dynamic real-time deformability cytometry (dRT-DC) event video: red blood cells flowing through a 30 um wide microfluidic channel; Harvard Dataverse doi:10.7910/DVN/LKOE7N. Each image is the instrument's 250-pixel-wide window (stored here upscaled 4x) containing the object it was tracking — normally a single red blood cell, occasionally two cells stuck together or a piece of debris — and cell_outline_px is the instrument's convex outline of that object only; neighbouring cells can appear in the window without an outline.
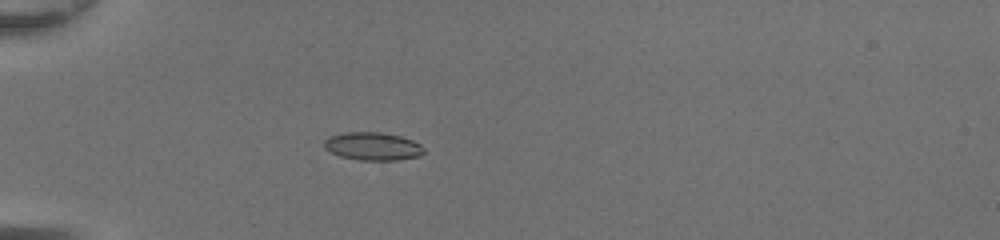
{"species": "common noctule bat (a hibernating species)", "species_latin": "Nyctalus noctula", "temperature_condition": "room temperature", "stored_images_in_passage": 31, "camera_frame_rate_fps": 3000, "um_per_image_px": 0.085, "animal": {"sex": "female", "body_mass_g": 20.0, "forearm_length_mm": 54.0}, "frame": {"image": 1, "passage_image": 1, "time_ms": 0.0, "image_size_px": [1000, 240], "cell_outline_px": [[424, 152], [420, 156], [396, 160], [360, 160], [340, 156], [324, 148], [324, 140], [328, 136], [344, 132], [380, 132], [400, 136], [412, 140], [420, 144], [424, 148]], "centroid_in_image_um": [31.67, 12.43], "position_along_channel_um": 53.3, "area_um2": 16.3}}
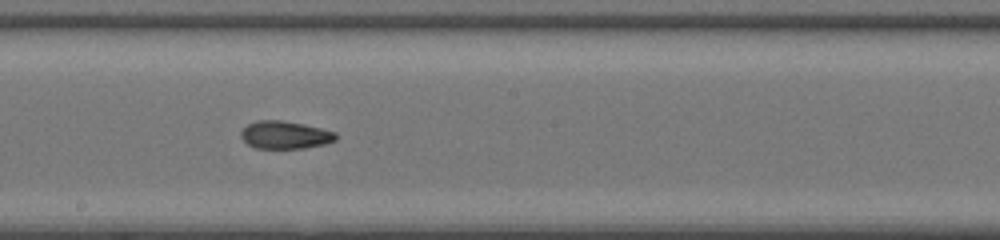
{"frame": {"image": 2, "passage_image": 14, "time_ms": 4.333, "image_size_px": [1000, 240], "cell_outline_px": [[336, 140], [324, 144], [304, 148], [256, 148], [248, 144], [240, 136], [240, 132], [248, 124], [256, 120], [280, 120], [304, 124], [336, 132]], "centroid_in_image_um": [24.21, 11.46], "position_along_channel_um": 224.0, "area_um2": 15.26}}
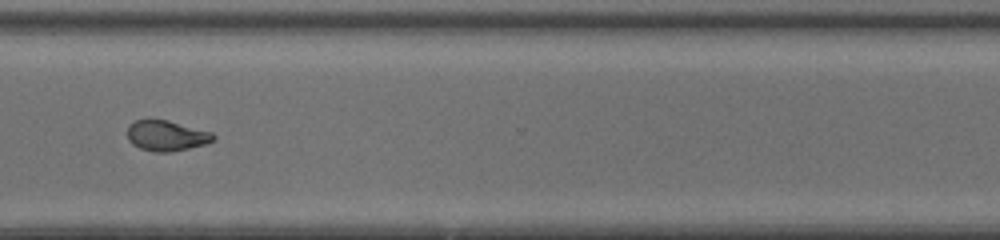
{"frame": {"image": 3, "passage_image": 23, "time_ms": 7.333, "image_size_px": [1000, 240], "cell_outline_px": [[216, 136], [212, 140], [204, 144], [172, 152], [156, 152], [140, 148], [132, 144], [128, 140], [128, 124], [136, 120], [148, 116], [168, 120], [212, 132]], "centroid_in_image_um": [14.09, 11.49], "position_along_channel_um": 356.5, "area_um2": 15.61}, "authors_computed_cell_mechanics": {"area_um2": 15.7794, "velocity_mm_per_s": 4.4297, "shape_relaxation_time_tau1_ms": null, "shape_relaxation_time_tau2_ms": 1.3985, "deformation_change_tau1": null, "deformation_change_tau2": 0.0586}}